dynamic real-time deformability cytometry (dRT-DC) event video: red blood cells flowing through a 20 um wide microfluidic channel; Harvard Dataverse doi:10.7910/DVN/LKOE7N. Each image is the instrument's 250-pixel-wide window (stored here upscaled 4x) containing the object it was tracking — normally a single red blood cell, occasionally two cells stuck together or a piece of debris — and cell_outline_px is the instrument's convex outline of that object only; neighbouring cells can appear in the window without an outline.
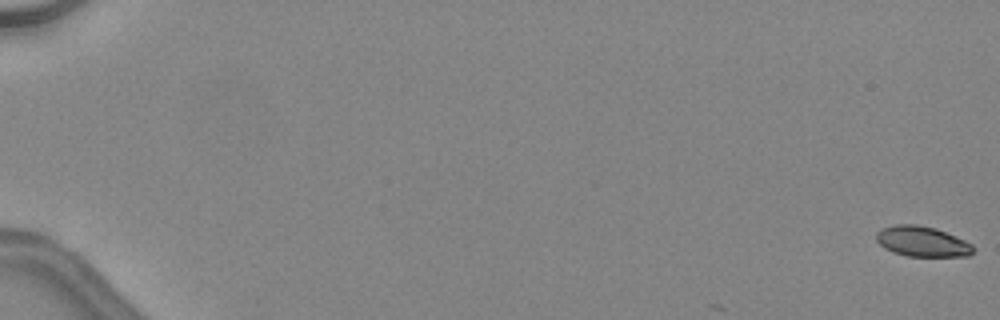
{"species": "common noctule bat (a hibernating species)", "species_latin": "Nyctalus noctula", "temperature_condition": "warm", "stored_images_in_passage": 8, "camera_frame_rate_fps": 3000, "um_per_image_px": 0.085, "animal": {"sex": "female", "body_mass_g": 24.6, "forearm_length_mm": 56.2}, "frame": {"image": 1, "passage_image": 1, "time_ms": 0.0, "image_size_px": [1000, 320], "cell_outline_px": [[976, 248], [968, 256], [908, 256], [892, 252], [884, 248], [876, 240], [876, 232], [880, 228], [896, 224], [916, 224], [936, 228], [964, 240], [972, 244]], "centroid_in_image_um": [78.36, 20.52], "position_along_channel_um": 6.6, "area_um2": 17.22}}